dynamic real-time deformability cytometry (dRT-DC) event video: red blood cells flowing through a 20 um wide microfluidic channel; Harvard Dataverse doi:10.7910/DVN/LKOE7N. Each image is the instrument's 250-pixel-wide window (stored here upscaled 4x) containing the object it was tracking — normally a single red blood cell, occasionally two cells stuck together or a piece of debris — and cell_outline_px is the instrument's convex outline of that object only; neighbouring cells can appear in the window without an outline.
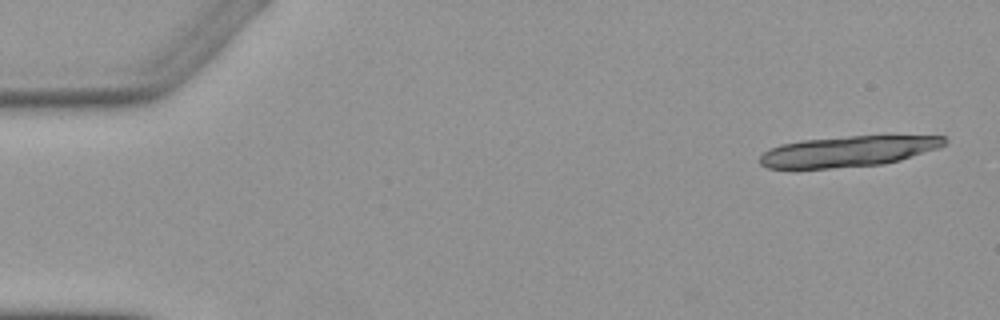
{"species": "Egyptian fruit bat (a non-hibernating species)", "species_latin": "Rousettus aegyptiacus", "temperature_condition": "warm", "stored_images_in_passage": 5, "camera_frame_rate_fps": 3000, "um_per_image_px": 0.085, "animal": {"sex": "female"}, "frame": {"image": 1, "passage_image": 1, "time_ms": 0.0, "image_size_px": [1000, 320], "cell_outline_px": [[948, 140], [940, 148], [900, 160], [884, 164], [828, 168], [768, 168], [760, 164], [760, 156], [764, 152], [780, 144], [804, 140], [848, 136], [944, 136]], "centroid_in_image_um": [72.11, 12.86], "position_along_channel_um": 12.9, "area_um2": 32.77}}
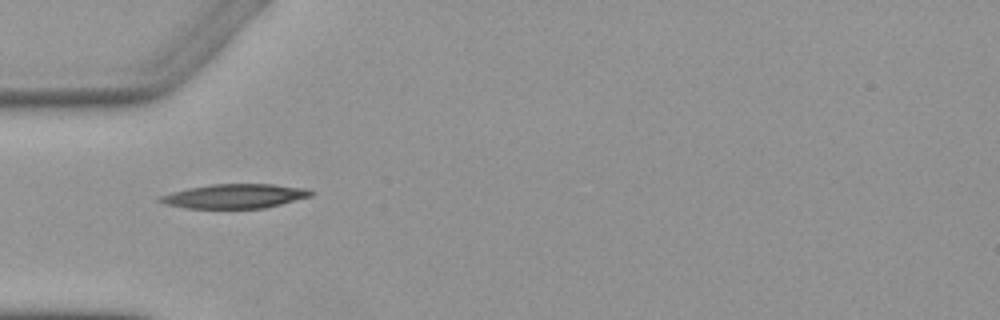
{"frame": {"image": 2, "passage_image": 4, "time_ms": 5.0, "image_size_px": [1000, 320], "cell_outline_px": [[312, 196], [264, 208], [184, 208], [164, 204], [156, 200], [160, 196], [172, 192], [188, 188], [212, 184], [272, 184], [308, 188], [312, 192]], "centroid_in_image_um": [19.93, 16.67], "position_along_channel_um": 65.1, "area_um2": 21.33}}